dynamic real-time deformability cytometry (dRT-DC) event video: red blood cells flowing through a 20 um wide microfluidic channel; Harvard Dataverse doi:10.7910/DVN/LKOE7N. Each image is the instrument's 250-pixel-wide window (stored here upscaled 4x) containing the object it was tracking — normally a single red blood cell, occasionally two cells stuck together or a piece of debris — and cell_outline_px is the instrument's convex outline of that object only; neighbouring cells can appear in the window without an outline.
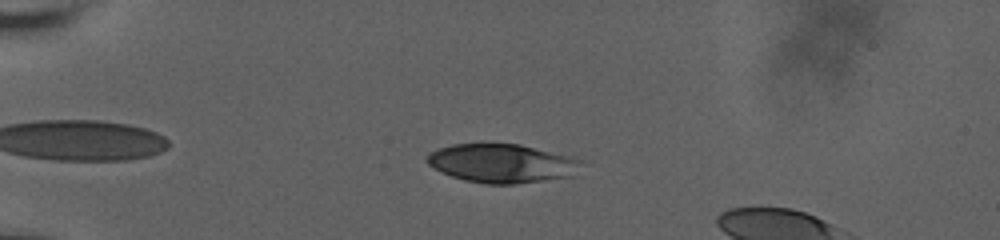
{"species": "human", "species_latin": "Homo sapiens", "temperature_condition": "room temperature", "stored_images_in_passage": 50, "camera_frame_rate_fps": 3000, "um_per_image_px": 0.085, "donor": {"sex": "male"}, "frame": {"image": 1, "passage_image": 9, "time_ms": 2.667, "image_size_px": [1000, 240], "cell_outline_px": [[580, 160], [572, 176], [516, 184], [484, 184], [464, 180], [452, 176], [428, 164], [424, 160], [432, 152], [440, 148], [452, 144], [520, 144], [568, 156]], "centroid_in_image_um": [42.61, 13.89], "position_along_channel_um": 42.4, "area_um2": 34.16}}
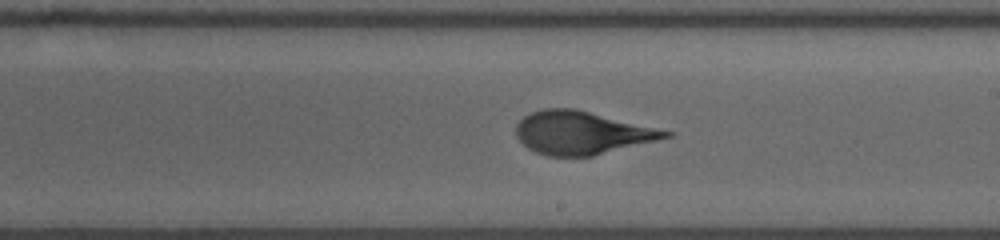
{"frame": {"image": 2, "passage_image": 29, "time_ms": 9.333, "image_size_px": [1000, 240], "cell_outline_px": [[676, 132], [672, 136], [592, 156], [548, 156], [536, 152], [528, 148], [516, 136], [516, 124], [524, 116], [532, 112], [544, 108], [576, 108]], "centroid_in_image_um": [49.46, 11.27], "position_along_channel_um": 239.5, "area_um2": 37.45}}
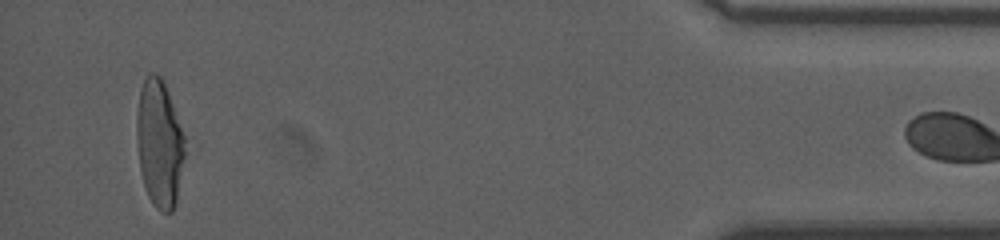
{"frame": {"image": 3, "passage_image": 49, "time_ms": 16.0, "image_size_px": [1000, 240], "cell_outline_px": [[184, 156], [176, 200], [172, 212], [160, 212], [152, 204], [148, 196], [144, 184], [140, 168], [136, 136], [136, 116], [140, 88], [148, 72], [156, 72], [160, 76], [164, 84], [184, 136]], "centroid_in_image_um": [13.52, 12.19], "position_along_channel_um": 421.7, "area_um2": 35.32}}